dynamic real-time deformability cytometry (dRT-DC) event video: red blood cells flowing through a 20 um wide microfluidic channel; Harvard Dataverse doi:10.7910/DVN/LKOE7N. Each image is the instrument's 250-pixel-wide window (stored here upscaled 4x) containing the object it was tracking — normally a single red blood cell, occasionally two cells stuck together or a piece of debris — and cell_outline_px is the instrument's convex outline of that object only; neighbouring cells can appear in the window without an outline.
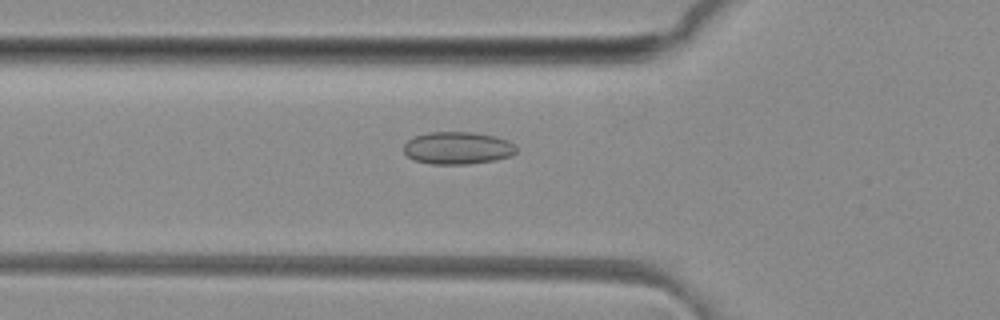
{"species": "common noctule bat (a hibernating species)", "species_latin": "Nyctalus noctula", "temperature_condition": "room temperature", "stored_images_in_passage": 45, "camera_frame_rate_fps": 3000, "um_per_image_px": 0.085, "animal": {"sex": "female", "body_mass_g": 29.2, "forearm_length_mm": 56.3}, "frame": {"image": 1, "passage_image": 17, "time_ms": 5.333, "image_size_px": [1000, 320], "cell_outline_px": [[516, 152], [512, 156], [496, 160], [468, 164], [432, 164], [416, 160], [408, 156], [404, 152], [404, 144], [408, 140], [416, 136], [428, 132], [472, 132], [496, 136], [508, 140], [516, 144]], "centroid_in_image_um": [38.95, 12.58], "position_along_channel_um": 86.9, "area_um2": 21.39}}
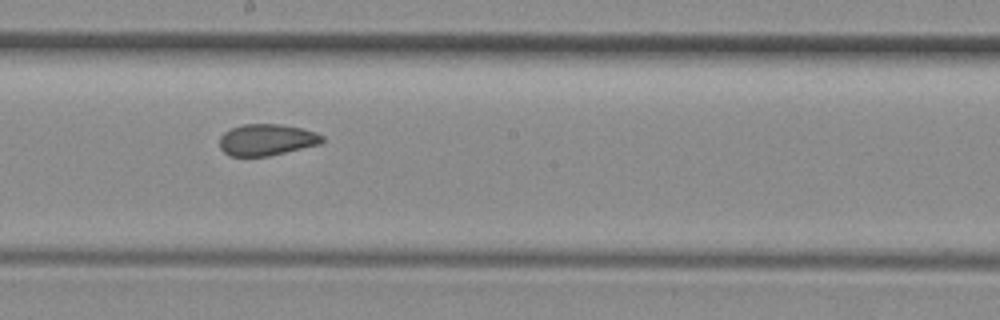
{"frame": {"image": 2, "passage_image": 27, "time_ms": 8.667, "image_size_px": [1000, 320], "cell_outline_px": [[324, 140], [320, 144], [268, 156], [228, 156], [220, 148], [220, 136], [224, 132], [232, 128], [244, 124], [280, 124], [300, 128], [316, 132], [324, 136]], "centroid_in_image_um": [22.66, 11.88], "position_along_channel_um": 225.5, "area_um2": 18.79}}
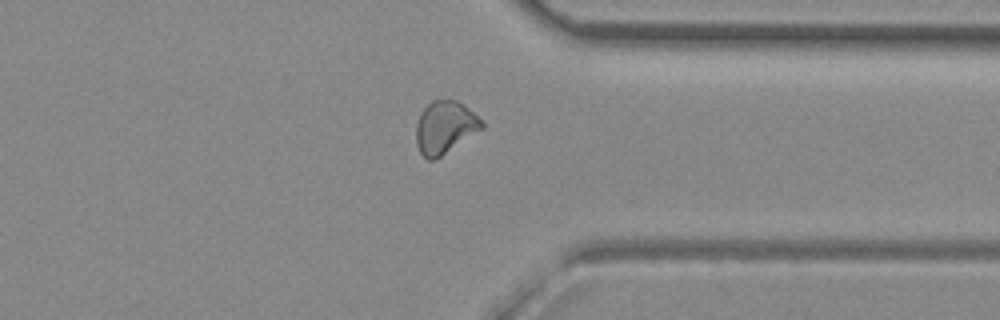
{"frame": {"image": 3, "passage_image": 38, "time_ms": 12.333, "image_size_px": [1000, 320], "cell_outline_px": [[484, 128], [436, 160], [428, 160], [420, 152], [416, 144], [416, 124], [420, 112], [432, 100], [456, 100], [464, 104], [484, 120]], "centroid_in_image_um": [37.84, 10.82], "position_along_channel_um": 373.6, "area_um2": 20.46}, "authors_computed_cell_mechanics": {"area_um2": 20.1144, "velocity_mm_per_s": 4.137, "shape_relaxation_time_tau1_ms": null, "shape_relaxation_time_tau2_ms": 1.6983, "deformation_change_tau1": null, "deformation_change_tau2": 0.0746}}